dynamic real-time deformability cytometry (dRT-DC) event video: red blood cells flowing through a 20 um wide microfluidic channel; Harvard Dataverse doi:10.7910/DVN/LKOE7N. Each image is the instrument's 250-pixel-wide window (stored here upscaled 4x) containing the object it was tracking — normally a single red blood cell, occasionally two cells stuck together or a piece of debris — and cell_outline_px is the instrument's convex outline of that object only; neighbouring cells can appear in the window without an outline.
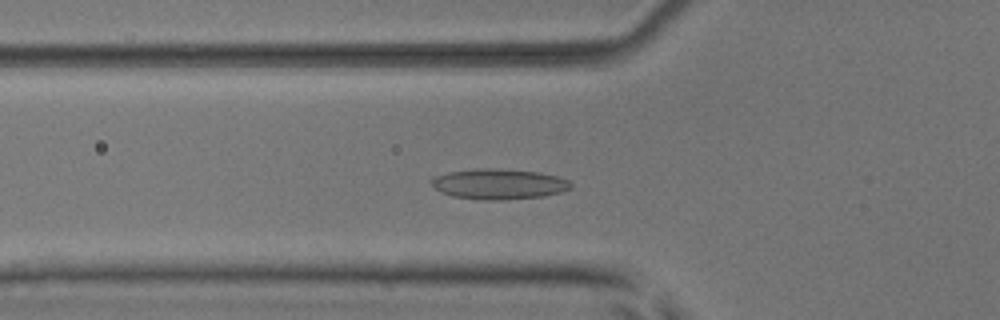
{"species": "common noctule bat (a hibernating species)", "species_latin": "Nyctalus noctula", "temperature_condition": "room temperature", "stored_images_in_passage": 41, "camera_frame_rate_fps": 3000, "um_per_image_px": 0.085, "animal": {"sex": "male", "body_mass_g": 17.9, "forearm_length_mm": 54.2}, "frame": {"image": 1, "passage_image": 19, "time_ms": 6.0, "image_size_px": [1000, 320], "cell_outline_px": [[572, 188], [560, 192], [544, 196], [500, 200], [484, 200], [452, 196], [440, 192], [432, 184], [432, 176], [448, 172], [476, 168], [492, 168], [540, 172], [556, 176], [568, 180], [572, 184]], "centroid_in_image_um": [42.39, 15.64], "position_along_channel_um": 83.4, "area_um2": 24.74}}
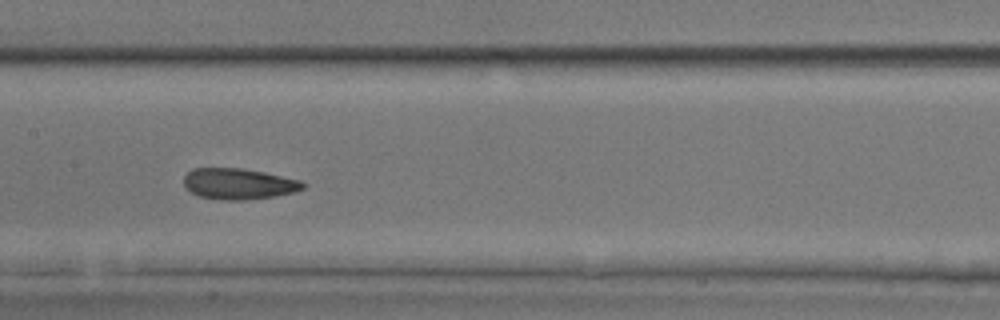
{"frame": {"image": 2, "passage_image": 27, "time_ms": 8.667, "image_size_px": [1000, 320], "cell_outline_px": [[304, 188], [296, 192], [272, 196], [244, 200], [220, 200], [200, 196], [192, 192], [184, 184], [184, 176], [192, 168], [244, 168], [264, 172], [300, 180], [304, 184]], "centroid_in_image_um": [20.28, 15.62], "position_along_channel_um": 187.1, "area_um2": 21.39}}
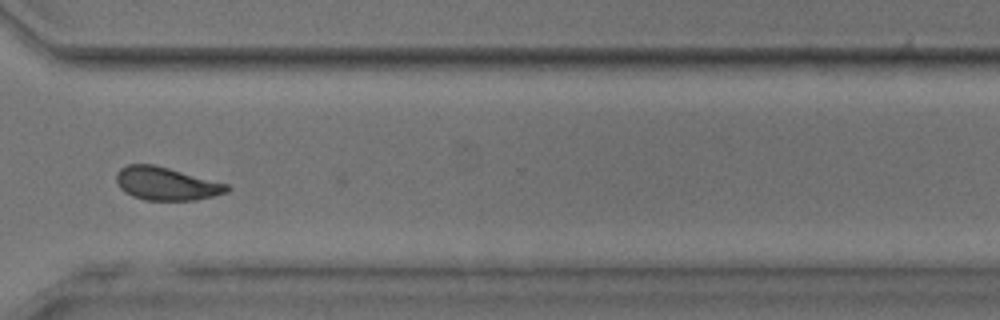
{"frame": {"image": 3, "passage_image": 40, "time_ms": 13.0, "image_size_px": [1000, 320], "cell_outline_px": [[232, 188], [228, 192], [196, 200], [144, 200], [132, 196], [124, 192], [120, 188], [116, 180], [116, 172], [120, 168], [128, 164], [152, 164], [168, 168], [228, 184]], "centroid_in_image_um": [14.11, 15.61], "position_along_channel_um": 356.5, "area_um2": 21.33}}